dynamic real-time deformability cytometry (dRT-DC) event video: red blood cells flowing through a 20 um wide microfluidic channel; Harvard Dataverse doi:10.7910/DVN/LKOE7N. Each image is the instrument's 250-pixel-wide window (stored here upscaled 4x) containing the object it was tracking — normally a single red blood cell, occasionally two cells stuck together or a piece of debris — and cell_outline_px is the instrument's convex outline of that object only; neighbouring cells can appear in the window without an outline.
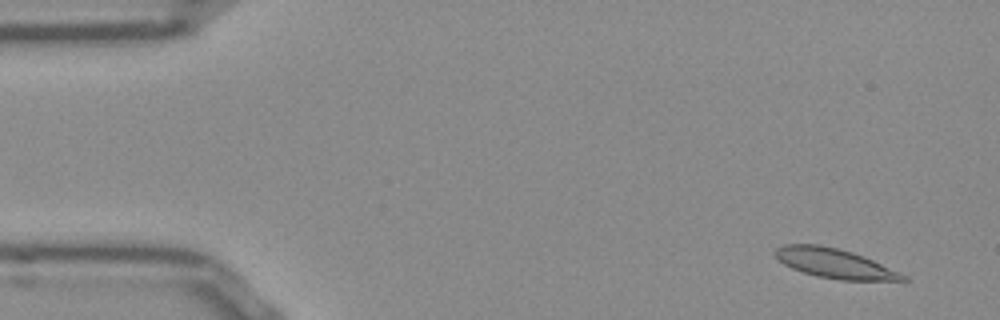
{"species": "Egyptian fruit bat (a non-hibernating species)", "species_latin": "Rousettus aegyptiacus", "temperature_condition": "room temperature", "stored_images_in_passage": 54, "camera_frame_rate_fps": 3000, "um_per_image_px": 0.085, "frame": {"image": 1, "passage_image": 4, "time_ms": 1.0, "image_size_px": [1000, 320], "cell_outline_px": [[908, 280], [840, 280], [816, 276], [792, 268], [784, 264], [776, 256], [776, 248], [784, 244], [820, 244], [852, 252], [864, 256], [900, 272], [908, 276]], "centroid_in_image_um": [70.96, 22.38], "position_along_channel_um": 14.0, "area_um2": 21.79}}
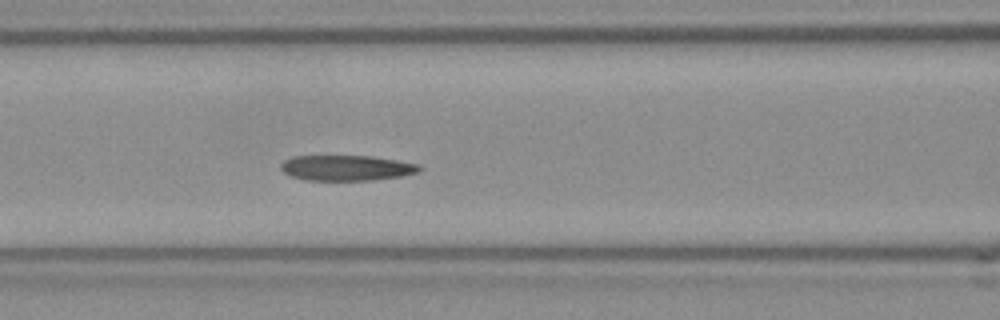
{"frame": {"image": 2, "passage_image": 22, "time_ms": 7.0, "image_size_px": [1000, 320], "cell_outline_px": [[424, 168], [420, 172], [400, 176], [372, 180], [304, 180], [292, 176], [284, 172], [280, 168], [280, 164], [284, 160], [292, 156], [372, 156], [420, 164]], "centroid_in_image_um": [29.48, 14.27], "position_along_channel_um": 137.1, "area_um2": 20.63}}
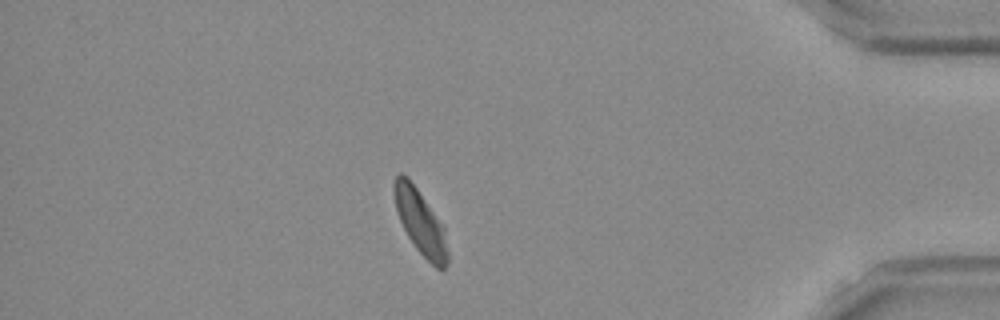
{"frame": {"image": 3, "passage_image": 46, "time_ms": 15.0, "image_size_px": [1000, 320], "cell_outline_px": [[448, 264], [444, 268], [436, 268], [416, 248], [408, 236], [396, 212], [392, 184], [396, 176], [400, 172], [408, 176], [444, 228], [448, 252]], "centroid_in_image_um": [35.7, 18.85], "position_along_channel_um": 399.5, "area_um2": 19.83}, "authors_computed_cell_mechanics": {"area_um2": 21.386, "velocity_mm_per_s": 3.8102, "shape_relaxation_time_tau1_ms": null, "shape_relaxation_time_tau2_ms": 5.2752, "deformation_change_tau1": null, "deformation_change_tau2": 0.1107}}